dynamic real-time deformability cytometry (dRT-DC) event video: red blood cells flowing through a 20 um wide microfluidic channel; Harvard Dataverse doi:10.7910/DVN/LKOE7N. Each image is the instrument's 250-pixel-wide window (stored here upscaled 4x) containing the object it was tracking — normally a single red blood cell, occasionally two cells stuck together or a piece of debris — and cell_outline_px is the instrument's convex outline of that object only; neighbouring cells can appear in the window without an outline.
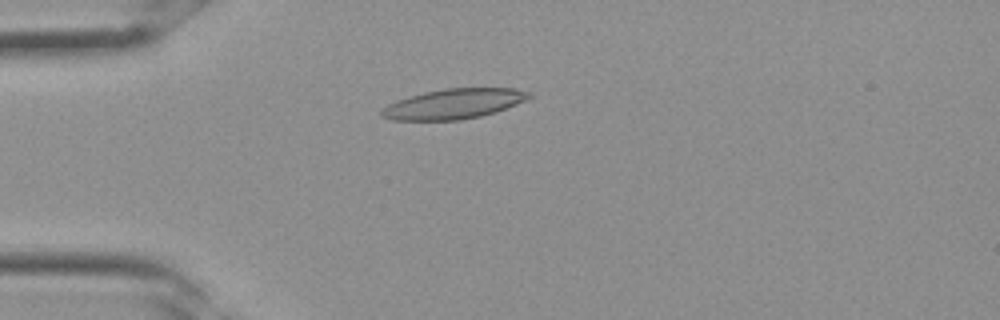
{"species": "Egyptian fruit bat (a non-hibernating species)", "species_latin": "Rousettus aegyptiacus", "temperature_condition": "room temperature", "stored_images_in_passage": 34, "camera_frame_rate_fps": 3000, "um_per_image_px": 0.085, "frame": {"image": 1, "passage_image": 9, "time_ms": 2.667, "image_size_px": [1000, 320], "cell_outline_px": [[532, 96], [516, 104], [496, 112], [480, 116], [460, 120], [392, 120], [380, 116], [380, 108], [396, 100], [408, 96], [424, 92], [444, 88], [516, 88], [532, 92]], "centroid_in_image_um": [38.53, 8.82], "position_along_channel_um": 46.5, "area_um2": 26.01}}
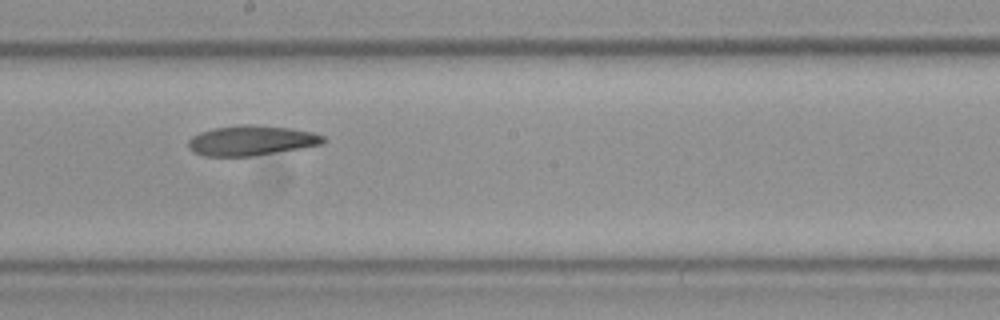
{"frame": {"image": 2, "passage_image": 19, "time_ms": 6.0, "image_size_px": [1000, 320], "cell_outline_px": [[328, 140], [320, 144], [300, 148], [252, 156], [204, 156], [192, 152], [188, 148], [188, 140], [192, 136], [200, 132], [216, 128], [240, 124], [256, 124], [292, 128], [312, 132], [324, 136]], "centroid_in_image_um": [21.35, 11.93], "position_along_channel_um": 226.9, "area_um2": 23.7}}
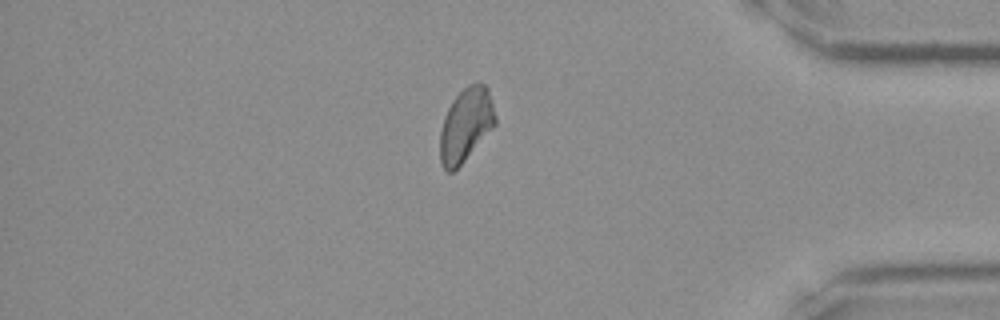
{"frame": {"image": 3, "passage_image": 29, "time_ms": 9.333, "image_size_px": [1000, 320], "cell_outline_px": [[496, 124], [464, 160], [452, 172], [448, 172], [444, 168], [440, 160], [440, 132], [444, 116], [452, 100], [468, 84], [484, 84], [488, 88], [492, 100], [496, 116]], "centroid_in_image_um": [39.59, 10.59], "position_along_channel_um": 395.6, "area_um2": 23.35}}